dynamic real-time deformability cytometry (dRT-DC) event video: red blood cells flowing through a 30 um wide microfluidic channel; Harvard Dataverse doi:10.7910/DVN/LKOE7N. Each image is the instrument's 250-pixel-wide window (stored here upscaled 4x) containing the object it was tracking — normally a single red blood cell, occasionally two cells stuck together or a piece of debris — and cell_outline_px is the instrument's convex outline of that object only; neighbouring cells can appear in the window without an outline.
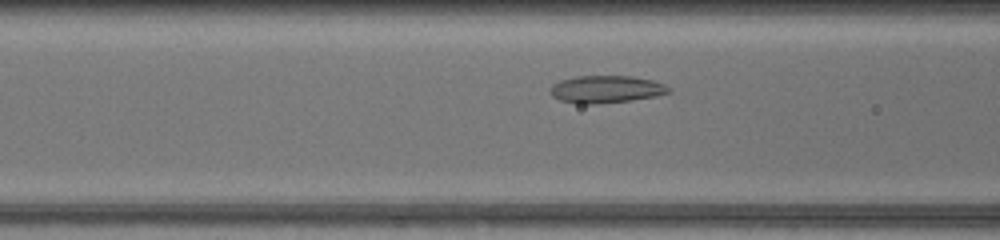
{"species": "common noctule bat (a hibernating species)", "species_latin": "Nyctalus noctula", "temperature_condition": "warm", "stored_images_in_passage": 34, "camera_frame_rate_fps": 3000, "um_per_image_px": 0.085, "animal": {"sex": "female", "body_mass_g": 17.0, "forearm_length_mm": 48.0}, "frame": {"image": 1, "passage_image": 8, "time_ms": 2.333, "image_size_px": [1000, 240], "cell_outline_px": [[672, 92], [656, 96], [628, 100], [596, 104], [576, 104], [560, 100], [552, 96], [548, 92], [552, 84], [560, 80], [576, 76], [632, 76], [652, 80], [664, 84]], "centroid_in_image_um": [51.46, 7.58], "position_along_channel_um": 115.1, "area_um2": 18.96}}
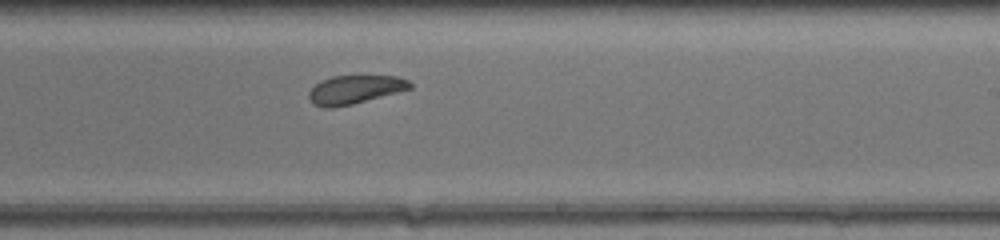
{"frame": {"image": 2, "passage_image": 18, "time_ms": 5.667, "image_size_px": [1000, 240], "cell_outline_px": [[412, 88], [352, 104], [332, 108], [324, 108], [312, 104], [308, 96], [308, 92], [320, 80], [332, 76], [396, 76], [408, 80], [412, 84]], "centroid_in_image_um": [30.12, 7.61], "position_along_channel_um": 258.9, "area_um2": 16.76}}
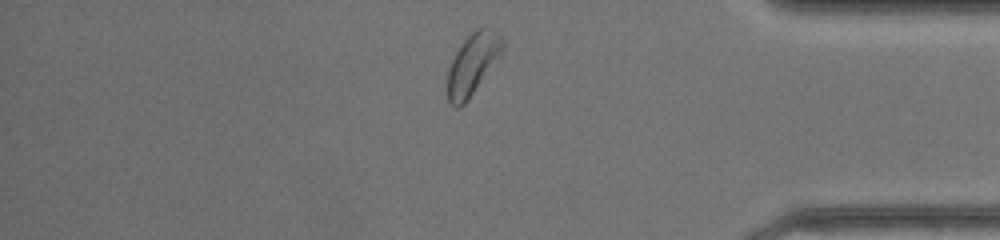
{"frame": {"image": 3, "passage_image": 29, "time_ms": 9.333, "image_size_px": [1000, 240], "cell_outline_px": [[504, 48], [468, 100], [460, 108], [456, 108], [448, 100], [448, 68], [456, 52], [464, 40], [476, 28], [492, 28], [500, 36], [504, 44]], "centroid_in_image_um": [40.16, 5.44], "position_along_channel_um": 395.0, "area_um2": 19.07}, "authors_computed_cell_mechanics": {"area_um2": 18.2359, "velocity_mm_per_s": 4.3175, "shape_relaxation_time_tau1_ms": 2.7637, "shape_relaxation_time_tau2_ms": 4.5964, "deformation_change_tau1": 0.0644, "deformation_change_tau2": 0.1136}}